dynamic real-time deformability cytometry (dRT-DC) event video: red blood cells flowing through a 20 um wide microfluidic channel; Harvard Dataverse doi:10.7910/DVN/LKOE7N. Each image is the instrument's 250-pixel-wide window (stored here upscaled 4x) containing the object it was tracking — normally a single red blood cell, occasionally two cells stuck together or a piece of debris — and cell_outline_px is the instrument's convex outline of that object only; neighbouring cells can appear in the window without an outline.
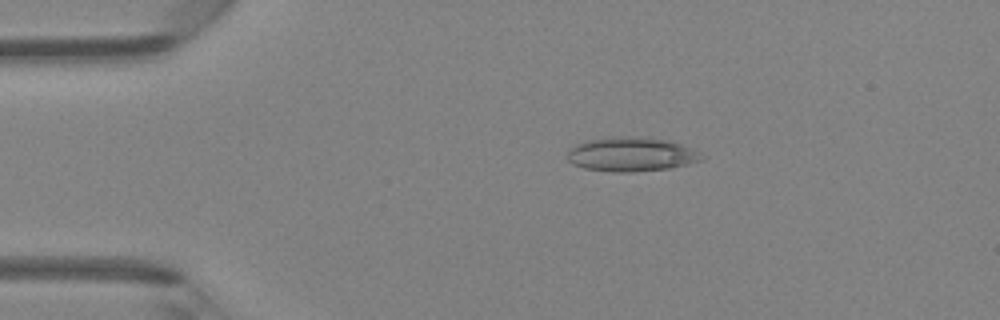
{"species": "Egyptian fruit bat (a non-hibernating species)", "species_latin": "Rousettus aegyptiacus", "temperature_condition": "room temperature", "stored_images_in_passage": 4, "camera_frame_rate_fps": 3000, "um_per_image_px": 0.085, "animal": {"sex": "female"}, "frame": {"image": 1, "passage_image": 3, "time_ms": 0.667, "image_size_px": [1000, 320], "cell_outline_px": [[704, 160], [688, 164], [668, 168], [632, 172], [612, 172], [584, 168], [572, 164], [568, 160], [568, 148], [576, 144], [588, 140], [608, 136], [636, 136], [664, 140], [680, 144], [700, 152], [704, 156]], "centroid_in_image_um": [53.63, 13.11], "position_along_channel_um": 31.4, "area_um2": 26.88}}